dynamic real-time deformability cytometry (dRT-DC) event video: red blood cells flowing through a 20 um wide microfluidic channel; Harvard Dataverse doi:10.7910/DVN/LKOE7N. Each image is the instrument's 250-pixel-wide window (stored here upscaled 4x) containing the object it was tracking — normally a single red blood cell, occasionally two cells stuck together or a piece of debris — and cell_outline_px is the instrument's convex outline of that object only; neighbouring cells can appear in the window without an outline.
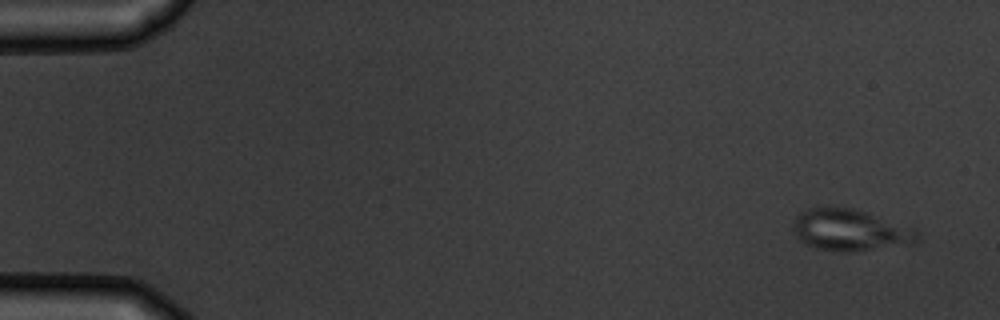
{"species": "common noctule bat (a hibernating species)", "species_latin": "Nyctalus noctula", "temperature_condition": "warm", "stored_images_in_passage": 4, "camera_frame_rate_fps": 3000, "um_per_image_px": 0.085, "animal": {"sex": "male", "body_mass_g": 19.5, "forearm_length_mm": 54.6}, "frame": {"image": 1, "passage_image": 1, "time_ms": 0.0, "image_size_px": [1000, 320], "cell_outline_px": [[920, 240], [916, 244], [852, 252], [836, 252], [816, 248], [804, 244], [796, 236], [792, 228], [792, 224], [796, 216], [800, 212], [808, 208], [852, 208], [916, 228], [920, 232]], "centroid_in_image_um": [72.31, 19.59], "position_along_channel_um": 12.7, "area_um2": 30.58}}